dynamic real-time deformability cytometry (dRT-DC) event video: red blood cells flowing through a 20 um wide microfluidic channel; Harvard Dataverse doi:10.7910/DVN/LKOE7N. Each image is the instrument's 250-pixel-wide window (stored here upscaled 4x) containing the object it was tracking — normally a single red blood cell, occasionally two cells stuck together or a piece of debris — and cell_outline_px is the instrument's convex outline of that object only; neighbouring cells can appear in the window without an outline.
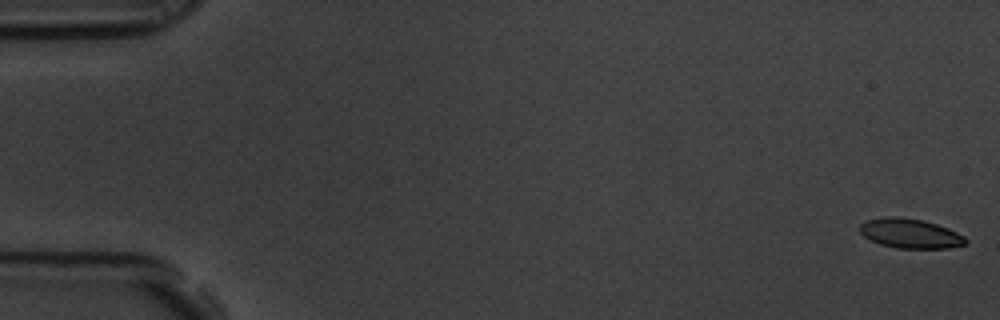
{"species": "common noctule bat (a hibernating species)", "species_latin": "Nyctalus noctula", "temperature_condition": "room temperature", "stored_images_in_passage": 4, "camera_frame_rate_fps": 3000, "um_per_image_px": 0.085, "animal": {"sex": "male", "body_mass_g": 19.5, "forearm_length_mm": 54.6}, "frame": {"image": 1, "passage_image": 1, "time_ms": 0.0, "image_size_px": [1000, 320], "cell_outline_px": [[968, 244], [948, 248], [896, 248], [880, 244], [864, 236], [860, 232], [860, 224], [868, 220], [888, 216], [896, 216], [924, 220], [948, 228], [964, 236], [968, 240]], "centroid_in_image_um": [77.4, 19.84], "position_along_channel_um": 7.6, "area_um2": 18.21}}